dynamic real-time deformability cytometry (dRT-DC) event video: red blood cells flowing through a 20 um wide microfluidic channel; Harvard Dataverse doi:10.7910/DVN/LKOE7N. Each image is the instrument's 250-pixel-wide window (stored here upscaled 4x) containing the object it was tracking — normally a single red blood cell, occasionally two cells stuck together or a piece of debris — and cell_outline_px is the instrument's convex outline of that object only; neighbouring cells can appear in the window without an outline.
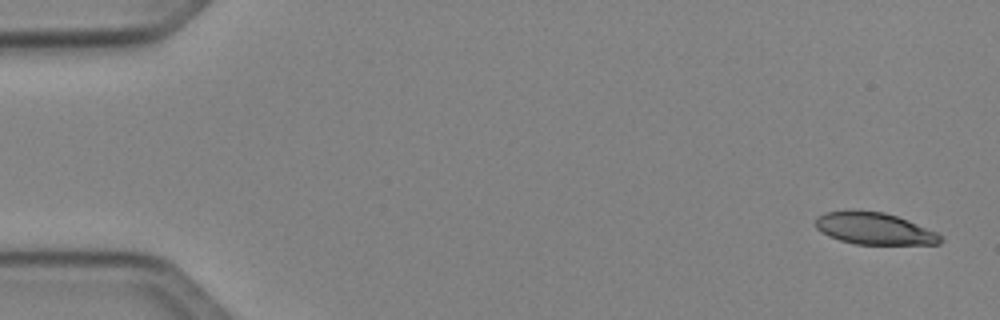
{"species": "Egyptian fruit bat (a non-hibernating species)", "species_latin": "Rousettus aegyptiacus", "temperature_condition": "cold", "stored_images_in_passage": 5, "camera_frame_rate_fps": 3000, "um_per_image_px": 0.085, "animal": {"sex": "female"}, "frame": {"image": 1, "passage_image": 1, "time_ms": 0.0, "image_size_px": [1000, 320], "cell_outline_px": [[944, 240], [940, 244], [856, 244], [840, 240], [828, 236], [820, 232], [816, 228], [816, 216], [824, 212], [848, 208], [884, 212], [908, 220], [936, 232], [944, 236]], "centroid_in_image_um": [74.28, 19.4], "position_along_channel_um": 10.7, "area_um2": 23.76}}